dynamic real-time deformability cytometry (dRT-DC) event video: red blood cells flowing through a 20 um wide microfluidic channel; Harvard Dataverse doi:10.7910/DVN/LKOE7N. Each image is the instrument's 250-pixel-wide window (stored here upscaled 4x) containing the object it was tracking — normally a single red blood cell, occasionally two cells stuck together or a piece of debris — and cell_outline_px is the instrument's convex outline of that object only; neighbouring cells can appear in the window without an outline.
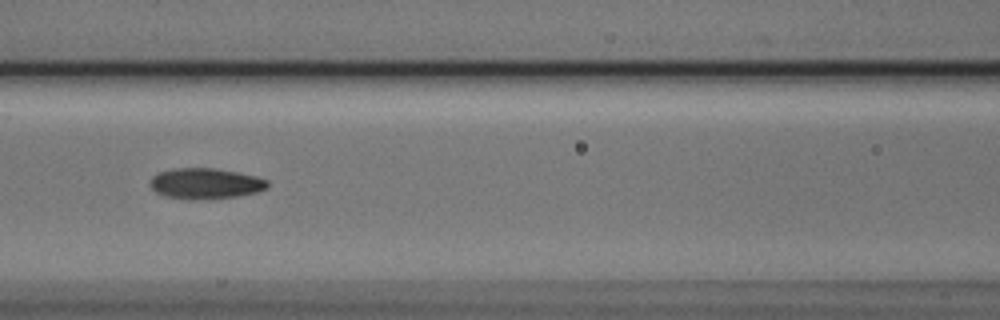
{"species": "Egyptian fruit bat (a non-hibernating species)", "species_latin": "Rousettus aegyptiacus", "temperature_condition": "cold", "stored_images_in_passage": 9, "camera_frame_rate_fps": 3000, "um_per_image_px": 0.085, "animal": {"sex": "male"}, "frame": {"image": 1, "passage_image": 7, "time_ms": 2.0, "image_size_px": [1000, 320], "cell_outline_px": [[268, 188], [256, 192], [236, 196], [208, 200], [164, 196], [156, 192], [148, 184], [152, 176], [156, 172], [172, 168], [216, 168], [256, 176], [268, 180]], "centroid_in_image_um": [17.44, 15.59], "position_along_channel_um": 149.2, "area_um2": 21.15}}
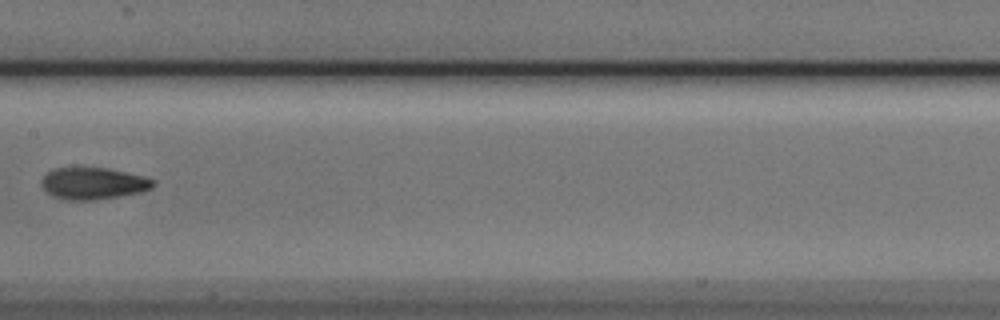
{"frame": {"image": 2, "passage_image": 8, "time_ms": 2.333, "image_size_px": [1000, 320], "cell_outline_px": [[156, 184], [152, 188], [140, 192], [96, 200], [64, 200], [52, 196], [40, 184], [40, 180], [52, 168], [108, 168], [144, 176], [156, 180]], "centroid_in_image_um": [7.93, 15.59], "position_along_channel_um": 199.5, "area_um2": 20.81}}
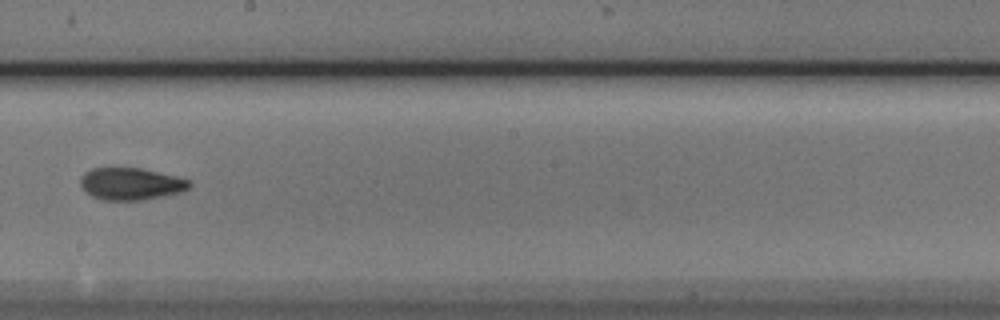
{"frame": {"image": 3, "passage_image": 9, "time_ms": 2.667, "image_size_px": [1000, 320], "cell_outline_px": [[192, 184], [184, 192], [144, 200], [104, 200], [92, 196], [84, 192], [80, 184], [80, 176], [84, 172], [92, 168], [140, 168], [176, 176], [192, 180]], "centroid_in_image_um": [11.13, 15.63], "position_along_channel_um": 237.1, "area_um2": 20.69}}